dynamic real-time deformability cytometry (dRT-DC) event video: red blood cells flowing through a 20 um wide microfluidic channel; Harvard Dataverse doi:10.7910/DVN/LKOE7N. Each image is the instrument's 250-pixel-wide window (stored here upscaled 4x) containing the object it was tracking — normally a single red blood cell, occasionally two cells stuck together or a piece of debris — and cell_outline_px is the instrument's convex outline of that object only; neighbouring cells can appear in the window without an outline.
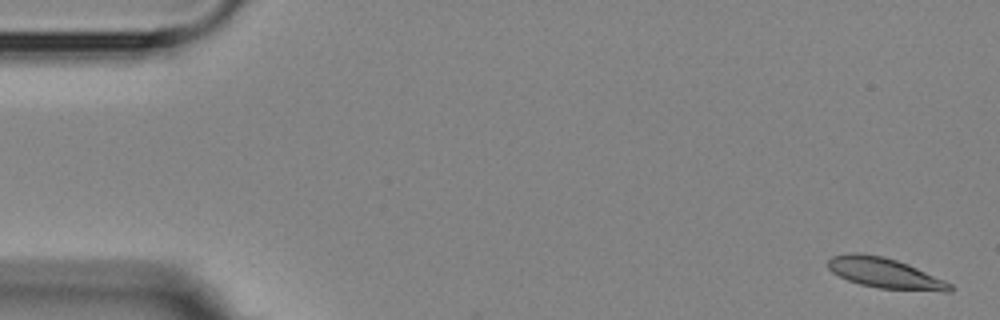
{"species": "Egyptian fruit bat (a non-hibernating species)", "species_latin": "Rousettus aegyptiacus", "temperature_condition": "room temperature", "stored_images_in_passage": 4, "camera_frame_rate_fps": 3000, "um_per_image_px": 0.085, "animal": {"sex": "female"}, "frame": {"image": 1, "passage_image": 1, "time_ms": 0.0, "image_size_px": [1000, 320], "cell_outline_px": [[956, 288], [952, 292], [944, 292], [880, 288], [860, 284], [848, 280], [832, 272], [828, 268], [828, 260], [832, 256], [852, 252], [856, 252], [884, 256], [908, 264], [944, 280], [952, 284]], "centroid_in_image_um": [75.25, 23.22], "position_along_channel_um": 9.7, "area_um2": 21.62}}